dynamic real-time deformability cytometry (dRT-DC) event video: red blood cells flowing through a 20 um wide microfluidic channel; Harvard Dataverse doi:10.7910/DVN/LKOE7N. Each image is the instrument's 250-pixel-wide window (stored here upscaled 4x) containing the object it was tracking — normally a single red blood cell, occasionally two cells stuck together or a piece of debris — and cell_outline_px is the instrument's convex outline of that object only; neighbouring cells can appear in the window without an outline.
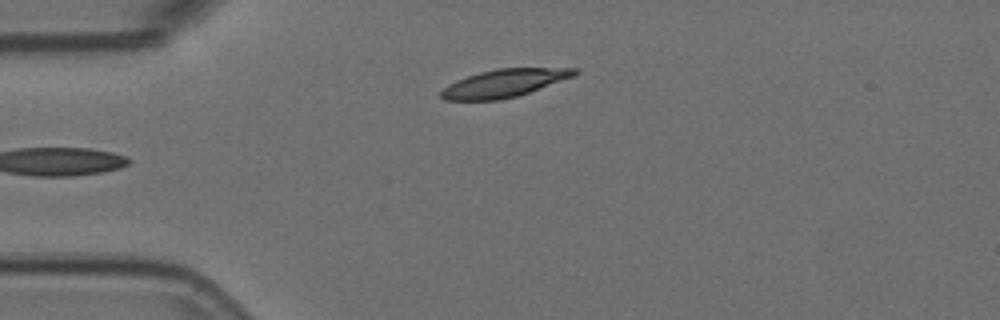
{"species": "Egyptian fruit bat (a non-hibernating species)", "species_latin": "Rousettus aegyptiacus", "temperature_condition": "room temperature", "stored_images_in_passage": 5, "camera_frame_rate_fps": 3000, "um_per_image_px": 0.085, "animal": {"sex": "female"}, "frame": {"image": 1, "passage_image": 4, "time_ms": 1.0, "image_size_px": [1000, 320], "cell_outline_px": [[580, 72], [572, 76], [528, 92], [516, 96], [500, 100], [444, 100], [440, 96], [440, 92], [448, 84], [456, 80], [480, 72], [496, 68], [580, 68]], "centroid_in_image_um": [42.82, 7.06], "position_along_channel_um": 42.2, "area_um2": 21.39}}